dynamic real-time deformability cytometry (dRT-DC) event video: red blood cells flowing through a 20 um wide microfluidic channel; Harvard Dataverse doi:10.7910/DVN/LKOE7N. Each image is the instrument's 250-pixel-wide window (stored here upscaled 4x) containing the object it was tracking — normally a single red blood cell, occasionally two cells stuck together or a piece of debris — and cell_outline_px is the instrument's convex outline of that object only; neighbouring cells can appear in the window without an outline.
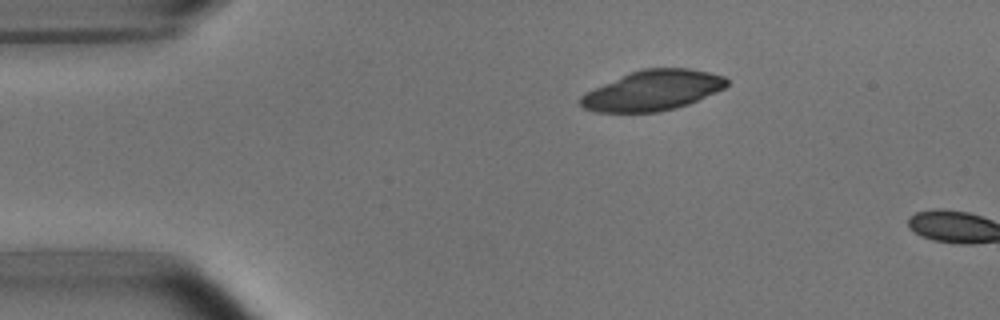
{"species": "common noctule bat (a hibernating species)", "species_latin": "Nyctalus noctula", "temperature_condition": "room temperature", "stored_images_in_passage": 4, "camera_frame_rate_fps": 3000, "um_per_image_px": 0.085, "animal": {"sex": "male", "body_mass_g": 15.6}, "frame": {"image": 1, "passage_image": 4, "time_ms": 4.333, "image_size_px": [1000, 320], "cell_outline_px": [[728, 84], [724, 88], [716, 92], [688, 104], [676, 108], [656, 112], [596, 112], [584, 108], [580, 104], [580, 96], [604, 84], [632, 72], [644, 68], [688, 68], [708, 72], [724, 76], [728, 80]], "centroid_in_image_um": [55.51, 7.69], "position_along_channel_um": 29.5, "area_um2": 33.76}}